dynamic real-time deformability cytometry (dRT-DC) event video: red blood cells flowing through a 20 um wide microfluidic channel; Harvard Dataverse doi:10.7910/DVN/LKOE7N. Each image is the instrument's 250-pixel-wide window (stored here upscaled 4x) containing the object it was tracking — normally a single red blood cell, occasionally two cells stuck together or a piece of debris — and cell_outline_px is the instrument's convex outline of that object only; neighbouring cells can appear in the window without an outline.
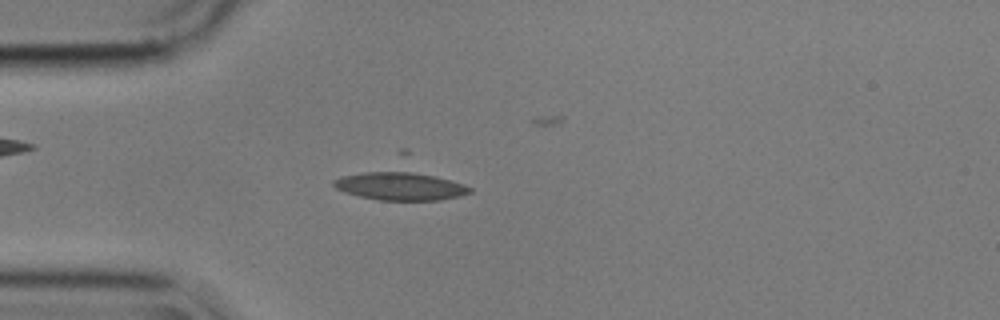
{"species": "common noctule bat (a hibernating species)", "species_latin": "Nyctalus noctula", "temperature_condition": "cold", "stored_images_in_passage": 30, "camera_frame_rate_fps": 3000, "um_per_image_px": 0.085, "animal": {"sex": "male", "body_mass_g": 17.9}, "frame": {"image": 1, "passage_image": 14, "time_ms": 4.333, "image_size_px": [1000, 320], "cell_outline_px": [[472, 192], [460, 196], [440, 200], [380, 200], [360, 196], [344, 192], [336, 188], [332, 184], [332, 180], [340, 176], [364, 172], [400, 168], [404, 168], [452, 180], [464, 184], [472, 188]], "centroid_in_image_um": [34.02, 15.77], "position_along_channel_um": 51.0, "area_um2": 23.12}}
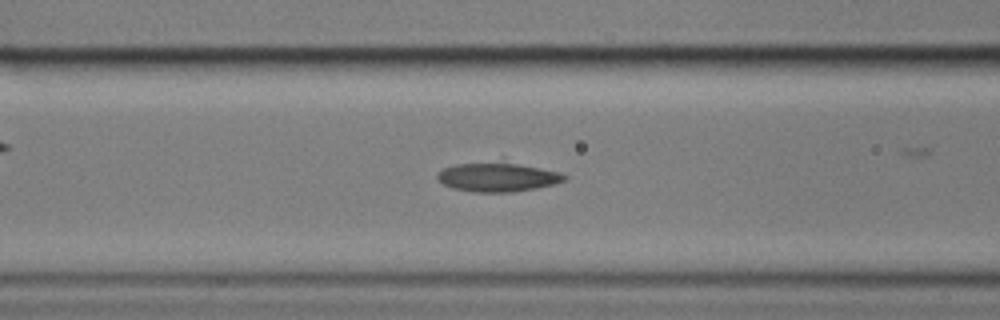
{"frame": {"image": 2, "passage_image": 21, "time_ms": 6.667, "image_size_px": [1000, 320], "cell_outline_px": [[568, 176], [564, 180], [556, 184], [536, 188], [512, 192], [476, 192], [452, 188], [444, 184], [436, 176], [444, 168], [456, 164], [516, 164], [540, 168], [560, 172]], "centroid_in_image_um": [42.33, 15.09], "position_along_channel_um": 124.3, "area_um2": 20.69}}
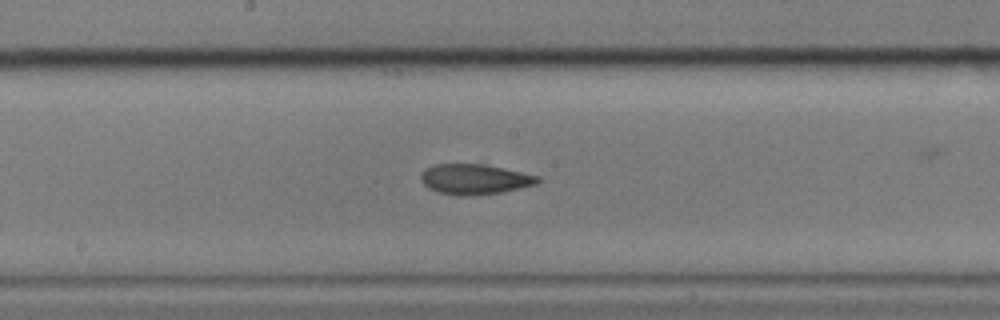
{"frame": {"image": 3, "passage_image": 28, "time_ms": 9.0, "image_size_px": [1000, 320], "cell_outline_px": [[540, 180], [536, 184], [500, 192], [468, 196], [456, 196], [436, 192], [428, 188], [420, 180], [420, 172], [424, 168], [432, 164], [484, 164], [540, 176]], "centroid_in_image_um": [40.27, 15.23], "position_along_channel_um": 207.9, "area_um2": 20.75}}